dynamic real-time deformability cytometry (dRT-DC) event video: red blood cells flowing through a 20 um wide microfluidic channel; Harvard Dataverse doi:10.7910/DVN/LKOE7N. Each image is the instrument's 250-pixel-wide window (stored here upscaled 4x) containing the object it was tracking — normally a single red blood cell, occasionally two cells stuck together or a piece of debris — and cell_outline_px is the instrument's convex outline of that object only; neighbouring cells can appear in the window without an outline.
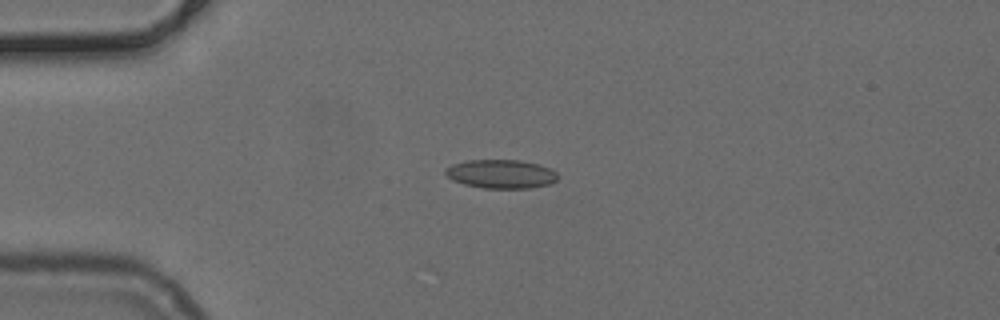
{"species": "common noctule bat (a hibernating species)", "species_latin": "Nyctalus noctula", "temperature_condition": "cold", "stored_images_in_passage": 39, "camera_frame_rate_fps": 3000, "um_per_image_px": 0.085, "animal": {"sex": "female", "body_mass_g": 24.6, "forearm_length_mm": 56.2}, "frame": {"image": 1, "passage_image": 1, "time_ms": 0.0, "image_size_px": [1000, 320], "cell_outline_px": [[556, 180], [552, 184], [528, 188], [484, 188], [464, 184], [452, 180], [444, 172], [444, 168], [452, 164], [468, 160], [520, 160], [540, 164], [552, 168], [556, 172]], "centroid_in_image_um": [42.59, 14.78], "position_along_channel_um": 42.4, "area_um2": 18.96}}
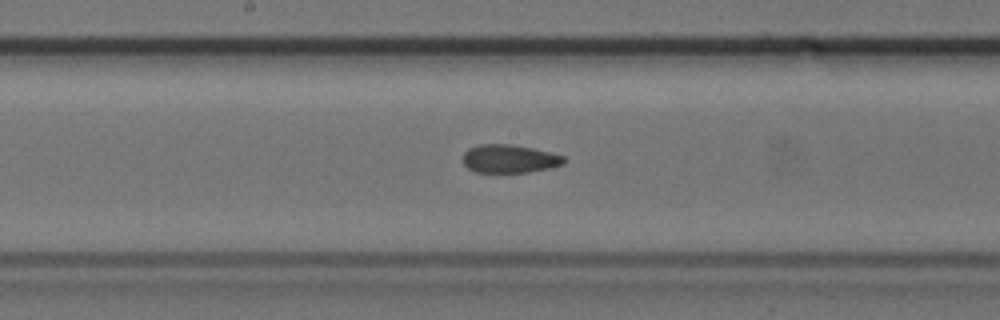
{"frame": {"image": 2, "passage_image": 15, "time_ms": 4.667, "image_size_px": [1000, 320], "cell_outline_px": [[564, 164], [548, 168], [528, 172], [476, 172], [468, 168], [464, 164], [460, 156], [468, 148], [480, 144], [512, 144], [552, 152], [564, 156]], "centroid_in_image_um": [43.26, 13.48], "position_along_channel_um": 204.9, "area_um2": 16.76}}
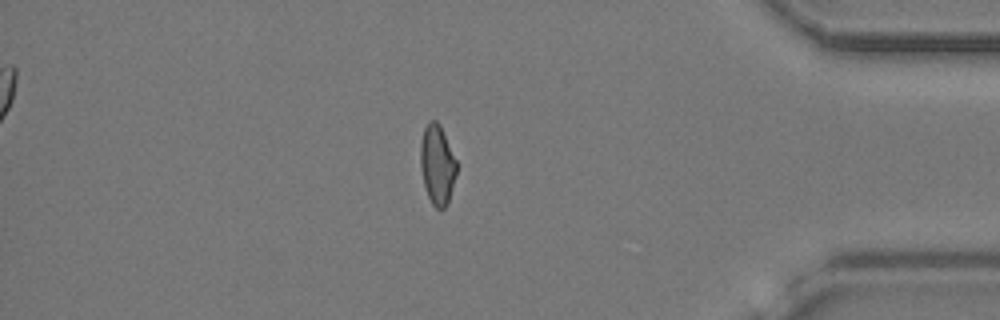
{"frame": {"image": 3, "passage_image": 32, "time_ms": 10.333, "image_size_px": [1000, 320], "cell_outline_px": [[456, 172], [448, 200], [444, 208], [440, 212], [432, 204], [428, 196], [424, 184], [420, 168], [420, 140], [424, 128], [428, 120], [436, 120], [440, 124], [456, 160]], "centroid_in_image_um": [37.13, 13.96], "position_along_channel_um": 398.1, "area_um2": 16.76}}